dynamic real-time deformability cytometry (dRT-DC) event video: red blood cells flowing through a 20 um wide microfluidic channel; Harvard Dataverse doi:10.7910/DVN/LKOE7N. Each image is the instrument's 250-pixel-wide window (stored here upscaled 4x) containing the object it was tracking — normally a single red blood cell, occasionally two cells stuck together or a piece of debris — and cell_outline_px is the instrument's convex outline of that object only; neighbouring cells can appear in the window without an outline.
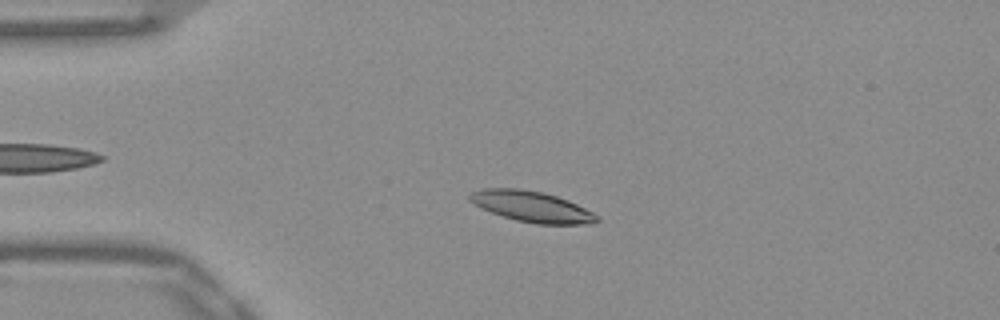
{"species": "Egyptian fruit bat (a non-hibernating species)", "species_latin": "Rousettus aegyptiacus", "temperature_condition": "warm", "stored_images_in_passage": 51, "camera_frame_rate_fps": 3000, "um_per_image_px": 0.085, "frame": {"image": 1, "passage_image": 11, "time_ms": 3.333, "image_size_px": [1000, 320], "cell_outline_px": [[600, 220], [592, 224], [536, 224], [516, 220], [480, 208], [468, 200], [468, 196], [472, 192], [484, 188], [520, 188], [544, 192], [568, 200], [600, 216]], "centroid_in_image_um": [45.2, 17.55], "position_along_channel_um": 39.8, "area_um2": 22.89}}
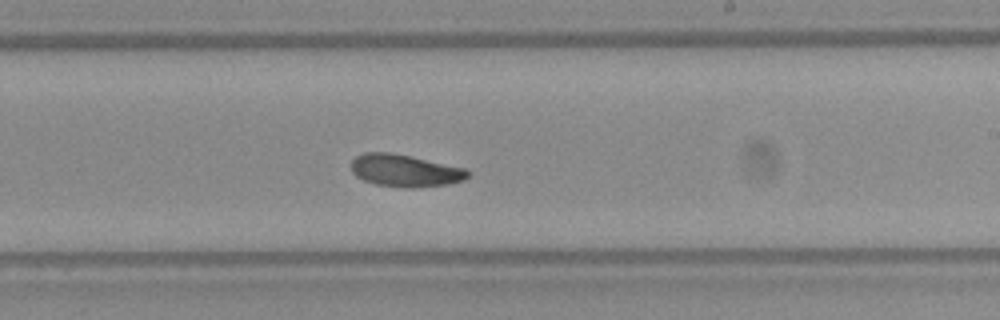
{"frame": {"image": 2, "passage_image": 30, "time_ms": 9.667, "image_size_px": [1000, 320], "cell_outline_px": [[472, 172], [464, 180], [448, 184], [412, 188], [404, 188], [376, 184], [364, 180], [356, 176], [352, 172], [352, 160], [356, 156], [364, 152], [388, 152], [408, 156], [464, 168]], "centroid_in_image_um": [34.41, 14.51], "position_along_channel_um": 254.6, "area_um2": 21.73}}
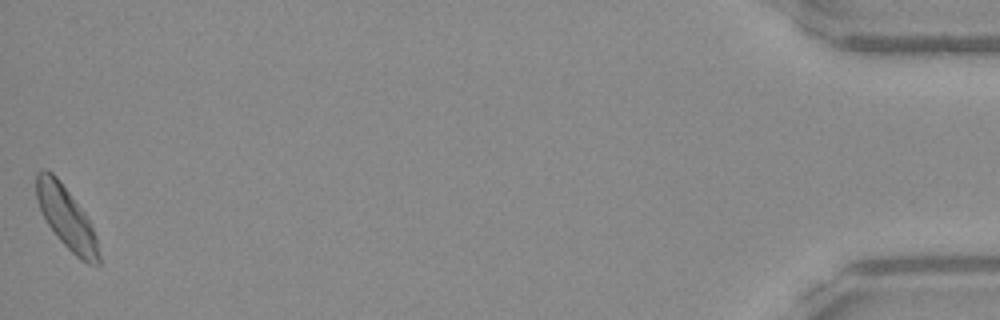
{"frame": {"image": 3, "passage_image": 51, "time_ms": 16.667, "image_size_px": [1000, 320], "cell_outline_px": [[100, 264], [88, 264], [80, 260], [56, 236], [48, 224], [36, 200], [36, 172], [44, 168], [52, 172], [56, 176], [84, 212], [92, 224], [96, 236], [100, 256]], "centroid_in_image_um": [5.65, 18.5], "position_along_channel_um": 429.6, "area_um2": 22.43}, "authors_computed_cell_mechanics": {"area_um2": 22.0218, "velocity_mm_per_s": 3.8569, "shape_relaxation_time_tau1_ms": 5.1997, "shape_relaxation_time_tau2_ms": null, "deformation_change_tau1": 0.1269, "deformation_change_tau2": null}}